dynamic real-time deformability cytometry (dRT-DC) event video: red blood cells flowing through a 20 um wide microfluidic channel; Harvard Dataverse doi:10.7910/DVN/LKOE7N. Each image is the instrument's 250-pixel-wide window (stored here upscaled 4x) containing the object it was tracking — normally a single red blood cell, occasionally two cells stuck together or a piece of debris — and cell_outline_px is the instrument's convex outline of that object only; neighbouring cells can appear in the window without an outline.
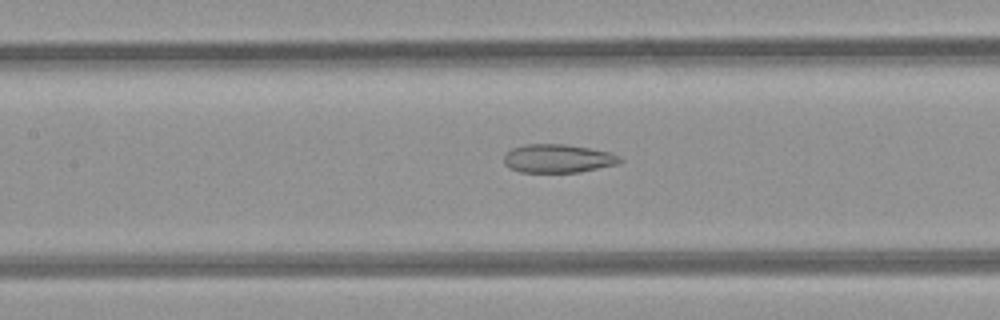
{"species": "common noctule bat (a hibernating species)", "species_latin": "Nyctalus noctula", "temperature_condition": "room temperature", "stored_images_in_passage": 9, "camera_frame_rate_fps": 3000, "um_per_image_px": 0.085, "animal": {"sex": "female", "body_mass_g": 21.9}, "frame": {"image": 1, "passage_image": 7, "time_ms": 2.0, "image_size_px": [1000, 320], "cell_outline_px": [[624, 160], [616, 164], [580, 172], [520, 172], [508, 168], [504, 164], [504, 156], [512, 148], [524, 144], [564, 144], [588, 148], [608, 152], [620, 156]], "centroid_in_image_um": [47.39, 13.47], "position_along_channel_um": 160.0, "area_um2": 19.19}}